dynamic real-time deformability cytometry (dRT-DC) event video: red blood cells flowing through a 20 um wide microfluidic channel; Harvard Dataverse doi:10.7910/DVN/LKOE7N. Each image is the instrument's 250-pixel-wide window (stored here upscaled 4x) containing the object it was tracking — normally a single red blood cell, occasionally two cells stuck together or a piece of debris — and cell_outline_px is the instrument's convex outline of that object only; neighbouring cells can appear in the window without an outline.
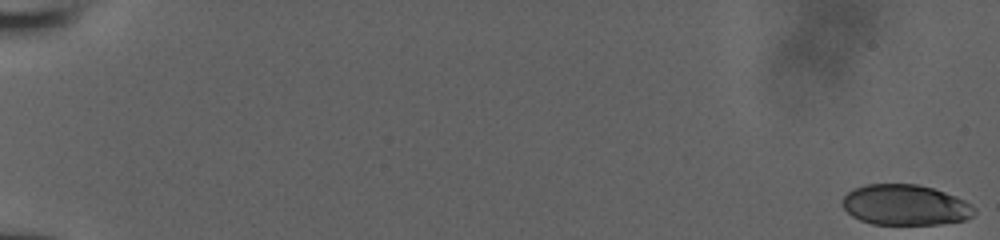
{"species": "human", "species_latin": "Homo sapiens", "temperature_condition": "room temperature", "stored_images_in_passage": 2, "camera_frame_rate_fps": 3000, "um_per_image_px": 0.085, "donor": {"sex": "male"}, "frame": {"image": 1, "passage_image": 1, "time_ms": 0.0, "image_size_px": [1000, 240], "cell_outline_px": [[976, 212], [972, 216], [964, 220], [936, 224], [872, 224], [860, 220], [852, 216], [844, 208], [844, 196], [852, 188], [868, 184], [916, 184], [932, 188], [944, 192], [964, 200], [972, 204], [976, 208]], "centroid_in_image_um": [76.96, 17.42], "position_along_channel_um": 8.0, "area_um2": 31.04}}